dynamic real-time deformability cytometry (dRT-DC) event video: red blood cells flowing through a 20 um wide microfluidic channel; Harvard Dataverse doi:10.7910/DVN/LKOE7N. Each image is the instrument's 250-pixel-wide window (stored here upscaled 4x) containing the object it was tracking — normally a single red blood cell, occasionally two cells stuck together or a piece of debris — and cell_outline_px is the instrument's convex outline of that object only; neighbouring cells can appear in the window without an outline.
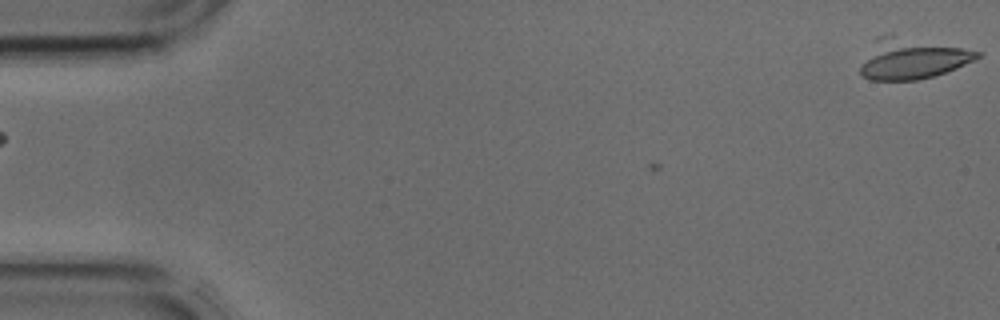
{"species": "common noctule bat (a hibernating species)", "species_latin": "Nyctalus noctula", "temperature_condition": "cold", "stored_images_in_passage": 4, "camera_frame_rate_fps": 3000, "um_per_image_px": 0.085, "animal": {"sex": "male", "body_mass_g": 17.9, "forearm_length_mm": 54.2}, "frame": {"image": 1, "passage_image": 4, "time_ms": 1.0, "image_size_px": [1000, 320], "cell_outline_px": [[980, 56], [956, 68], [932, 76], [916, 80], [868, 80], [860, 72], [860, 64], [876, 36], [884, 36], [960, 48], [980, 52]], "centroid_in_image_um": [77.42, 5.05], "position_along_channel_um": 7.6, "area_um2": 26.24}}